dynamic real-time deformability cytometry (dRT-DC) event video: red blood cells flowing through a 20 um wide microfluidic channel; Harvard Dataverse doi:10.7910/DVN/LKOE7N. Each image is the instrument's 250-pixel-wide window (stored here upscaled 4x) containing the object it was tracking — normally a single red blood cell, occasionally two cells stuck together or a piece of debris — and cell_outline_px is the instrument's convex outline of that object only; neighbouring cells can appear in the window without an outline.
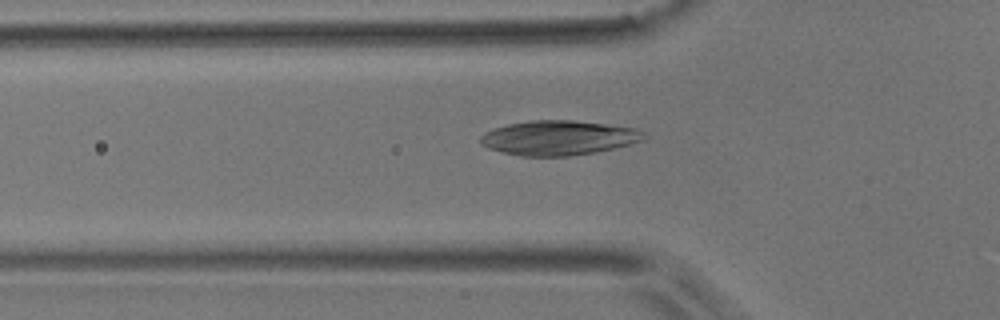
{"species": "common noctule bat (a hibernating species)", "species_latin": "Nyctalus noctula", "temperature_condition": "room temperature", "stored_images_in_passage": 51, "camera_frame_rate_fps": 3000, "um_per_image_px": 0.085, "animal": {"sex": "male", "body_mass_g": 17.9}, "frame": {"image": 1, "passage_image": 17, "time_ms": 5.333, "image_size_px": [1000, 320], "cell_outline_px": [[648, 136], [644, 140], [596, 152], [568, 156], [520, 156], [488, 148], [480, 144], [480, 136], [484, 132], [508, 124], [532, 120], [572, 120], [636, 128], [648, 132]], "centroid_in_image_um": [47.5, 11.71], "position_along_channel_um": 78.3, "area_um2": 32.95}}
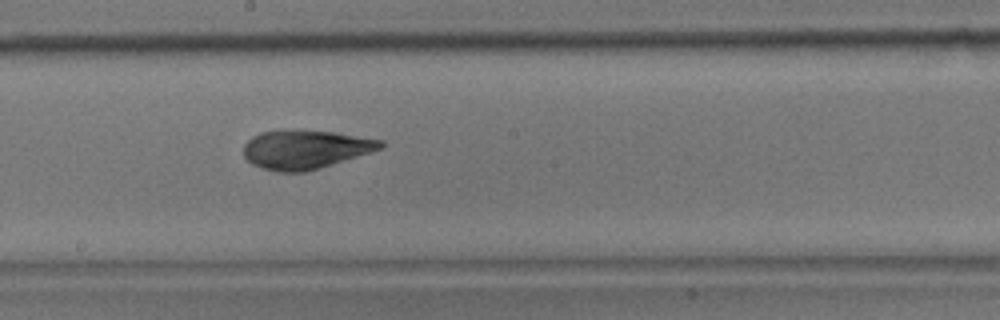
{"frame": {"image": 2, "passage_image": 28, "time_ms": 9.0, "image_size_px": [1000, 320], "cell_outline_px": [[384, 148], [320, 168], [304, 172], [276, 172], [252, 164], [244, 156], [244, 144], [252, 136], [260, 132], [292, 128], [336, 132], [384, 140]], "centroid_in_image_um": [25.96, 12.67], "position_along_channel_um": 222.2, "area_um2": 31.5}}
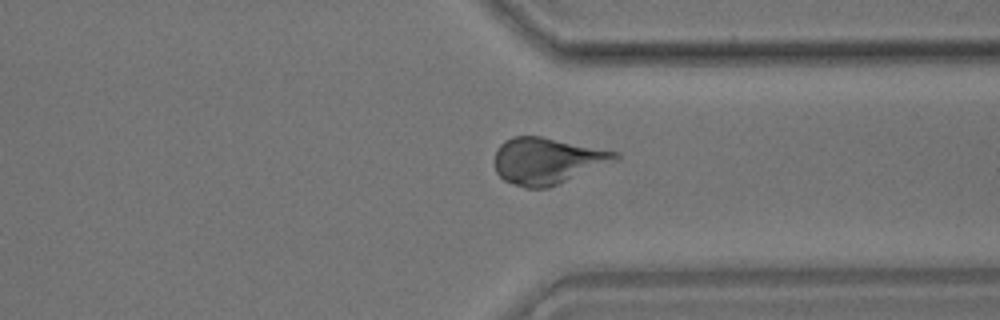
{"frame": {"image": 3, "passage_image": 39, "time_ms": 12.667, "image_size_px": [1000, 320], "cell_outline_px": [[620, 160], [548, 188], [524, 188], [504, 180], [496, 172], [496, 152], [500, 144], [504, 140], [512, 136], [540, 136], [616, 152], [620, 156]], "centroid_in_image_um": [46.52, 13.68], "position_along_channel_um": 364.9, "area_um2": 32.48}}